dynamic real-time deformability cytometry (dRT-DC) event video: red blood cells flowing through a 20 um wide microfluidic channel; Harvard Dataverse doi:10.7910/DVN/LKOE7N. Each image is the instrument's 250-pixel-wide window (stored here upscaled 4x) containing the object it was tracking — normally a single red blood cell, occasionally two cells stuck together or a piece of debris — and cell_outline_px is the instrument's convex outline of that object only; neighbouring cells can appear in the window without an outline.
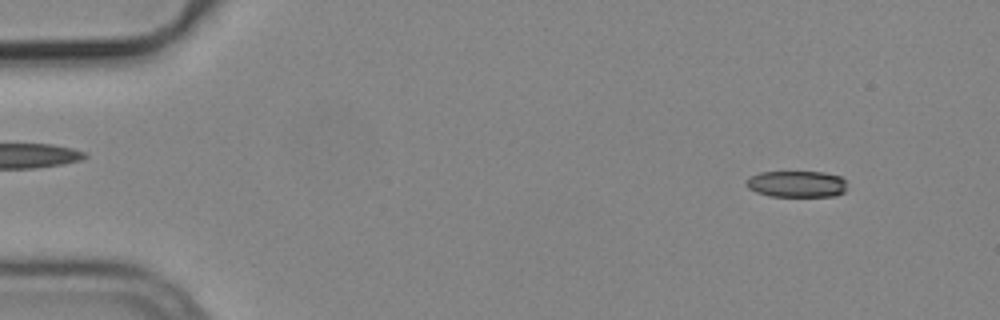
{"species": "common noctule bat (a hibernating species)", "species_latin": "Nyctalus noctula", "temperature_condition": "cold", "stored_images_in_passage": 54, "camera_frame_rate_fps": 3000, "um_per_image_px": 0.085, "animal": {"sex": "male", "body_mass_g": 19.2, "forearm_length_mm": 51.8}, "frame": {"image": 1, "passage_image": 5, "time_ms": 1.333, "image_size_px": [1000, 320], "cell_outline_px": [[844, 192], [836, 196], [768, 196], [756, 192], [748, 188], [744, 184], [752, 176], [760, 172], [824, 172], [840, 176], [844, 180]], "centroid_in_image_um": [67.7, 15.64], "position_along_channel_um": 17.3, "area_um2": 15.43}}
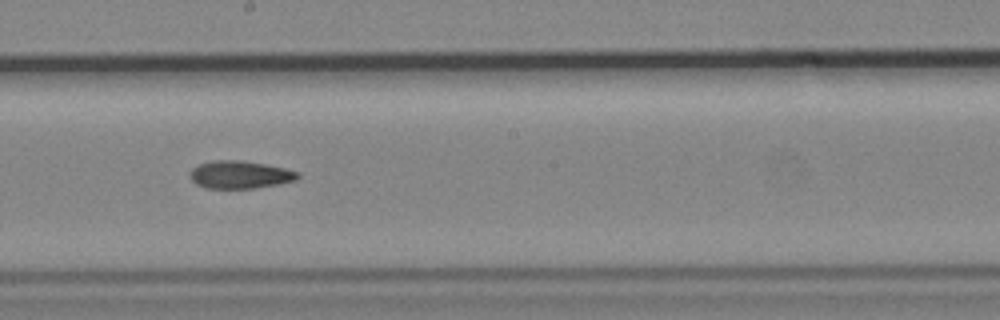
{"frame": {"image": 2, "passage_image": 30, "time_ms": 9.667, "image_size_px": [1000, 320], "cell_outline_px": [[300, 176], [296, 180], [276, 184], [252, 188], [204, 188], [196, 184], [188, 176], [192, 168], [200, 164], [212, 160], [240, 160], [264, 164], [284, 168], [300, 172]], "centroid_in_image_um": [20.37, 14.84], "position_along_channel_um": 227.8, "area_um2": 17.34}}
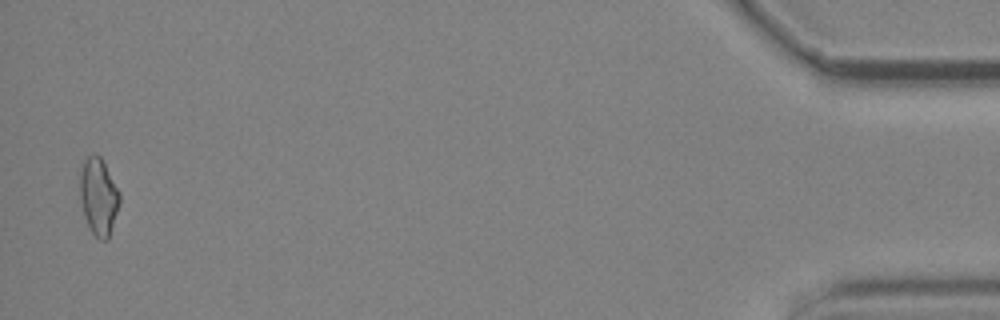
{"frame": {"image": 3, "passage_image": 53, "time_ms": 17.333, "image_size_px": [1000, 320], "cell_outline_px": [[120, 204], [108, 240], [100, 240], [92, 232], [84, 216], [80, 200], [80, 172], [84, 160], [88, 156], [96, 152], [100, 156], [120, 192]], "centroid_in_image_um": [8.38, 16.7], "position_along_channel_um": 426.8, "area_um2": 17.86}}